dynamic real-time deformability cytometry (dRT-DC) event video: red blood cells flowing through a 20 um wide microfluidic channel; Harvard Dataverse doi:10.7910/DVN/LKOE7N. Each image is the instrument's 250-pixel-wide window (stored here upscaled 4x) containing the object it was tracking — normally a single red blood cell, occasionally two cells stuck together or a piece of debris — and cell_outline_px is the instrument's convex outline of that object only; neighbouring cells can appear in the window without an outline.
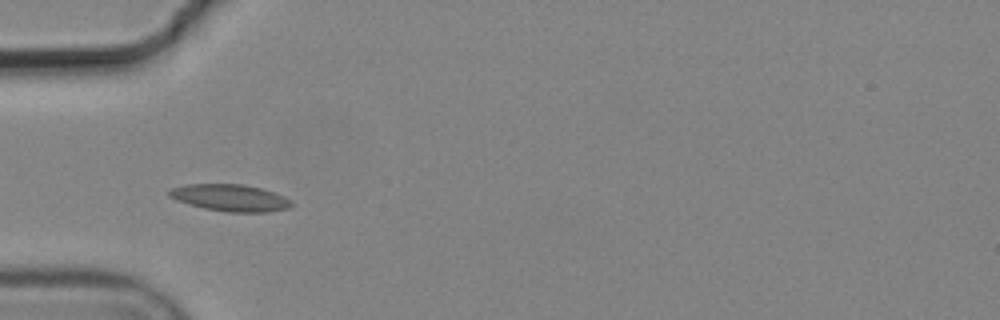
{"species": "common noctule bat (a hibernating species)", "species_latin": "Nyctalus noctula", "temperature_condition": "cold", "stored_images_in_passage": 7, "camera_frame_rate_fps": 3000, "um_per_image_px": 0.085, "animal": {"sex": "male", "body_mass_g": 19.2, "forearm_length_mm": 51.8}, "frame": {"image": 1, "passage_image": 6, "time_ms": 1.667, "image_size_px": [1000, 320], "cell_outline_px": [[296, 204], [288, 208], [268, 212], [228, 212], [204, 208], [188, 204], [176, 200], [168, 196], [168, 188], [184, 184], [244, 184], [260, 188], [284, 196], [292, 200]], "centroid_in_image_um": [19.55, 16.81], "position_along_channel_um": 65.4, "area_um2": 19.36}}
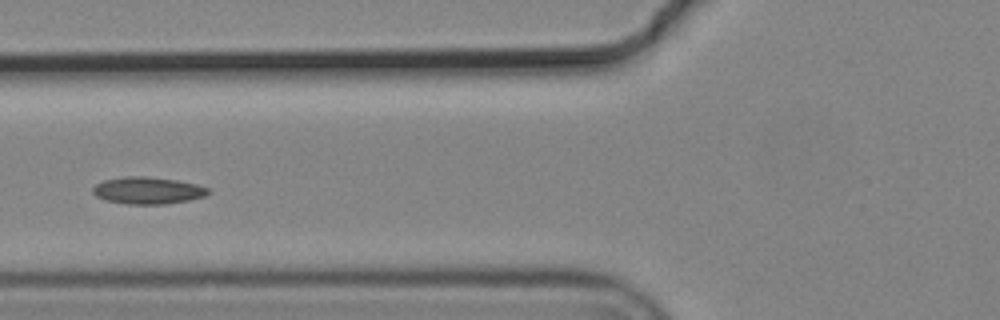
{"frame": {"image": 2, "passage_image": 7, "time_ms": 2.0, "image_size_px": [1000, 320], "cell_outline_px": [[212, 192], [204, 196], [188, 200], [164, 204], [128, 204], [104, 200], [96, 196], [92, 192], [92, 188], [96, 184], [104, 180], [124, 176], [148, 176], [176, 180], [196, 184], [212, 188]], "centroid_in_image_um": [12.57, 16.18], "position_along_channel_um": 113.2, "area_um2": 18.32}}